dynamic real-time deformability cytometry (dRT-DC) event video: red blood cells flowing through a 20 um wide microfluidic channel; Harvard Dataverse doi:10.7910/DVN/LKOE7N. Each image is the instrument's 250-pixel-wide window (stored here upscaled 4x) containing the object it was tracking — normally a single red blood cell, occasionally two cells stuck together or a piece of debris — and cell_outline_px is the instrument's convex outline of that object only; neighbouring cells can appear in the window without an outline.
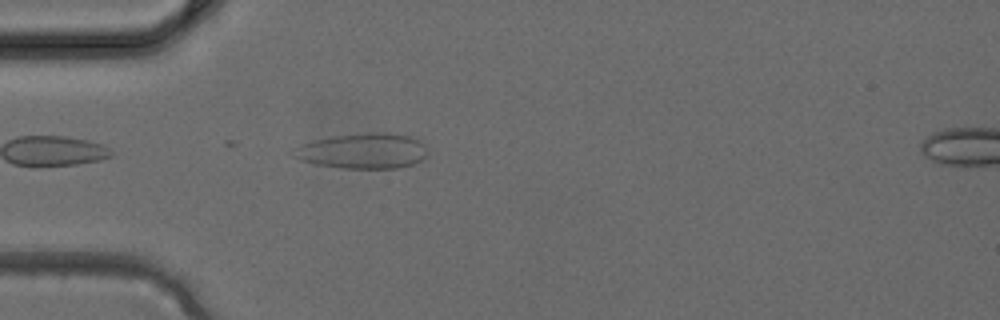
{"species": "common noctule bat (a hibernating species)", "species_latin": "Nyctalus noctula", "temperature_condition": "cold", "stored_images_in_passage": 2, "camera_frame_rate_fps": 3000, "um_per_image_px": 0.085, "animal": {"sex": "female", "body_mass_g": 24.6, "forearm_length_mm": 56.2}, "frame": {"image": 1, "passage_image": 1, "time_ms": 0.0, "image_size_px": [1000, 320], "cell_outline_px": [[428, 156], [412, 164], [400, 168], [340, 168], [316, 164], [300, 160], [292, 156], [288, 152], [300, 144], [312, 140], [332, 136], [368, 132], [388, 132], [408, 136], [420, 140], [424, 144], [428, 152]], "centroid_in_image_um": [30.81, 12.82], "position_along_channel_um": 54.2, "area_um2": 28.09}}